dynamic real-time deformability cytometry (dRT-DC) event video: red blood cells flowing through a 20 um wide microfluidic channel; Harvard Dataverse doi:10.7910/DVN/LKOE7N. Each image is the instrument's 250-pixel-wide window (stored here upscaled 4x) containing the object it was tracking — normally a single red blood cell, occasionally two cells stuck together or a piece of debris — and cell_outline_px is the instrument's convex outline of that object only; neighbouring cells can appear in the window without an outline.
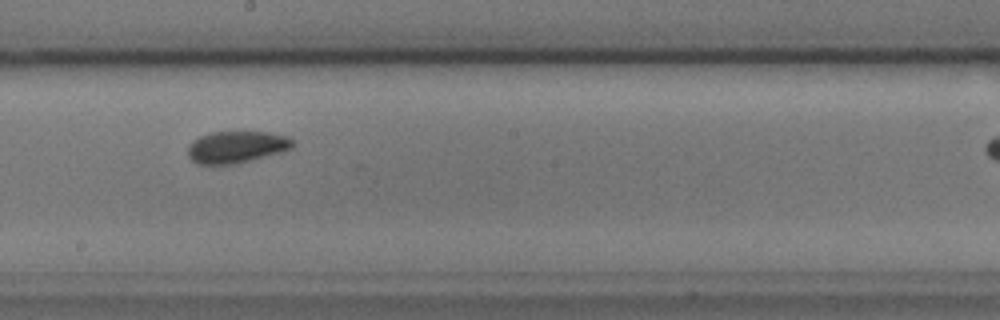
{"species": "common noctule bat (a hibernating species)", "species_latin": "Nyctalus noctula", "temperature_condition": "cold", "stored_images_in_passage": 35, "camera_frame_rate_fps": 3000, "um_per_image_px": 0.085, "animal": {"sex": "male", "body_mass_g": 17.9, "forearm_length_mm": 54.2}, "frame": {"image": 1, "passage_image": 20, "time_ms": 6.333, "image_size_px": [1000, 320], "cell_outline_px": [[296, 144], [292, 148], [280, 152], [232, 164], [196, 164], [188, 156], [188, 144], [192, 140], [200, 136], [212, 132], [244, 128], [268, 132], [288, 136]], "centroid_in_image_um": [20.1, 12.43], "position_along_channel_um": 228.1, "area_um2": 20.17}}